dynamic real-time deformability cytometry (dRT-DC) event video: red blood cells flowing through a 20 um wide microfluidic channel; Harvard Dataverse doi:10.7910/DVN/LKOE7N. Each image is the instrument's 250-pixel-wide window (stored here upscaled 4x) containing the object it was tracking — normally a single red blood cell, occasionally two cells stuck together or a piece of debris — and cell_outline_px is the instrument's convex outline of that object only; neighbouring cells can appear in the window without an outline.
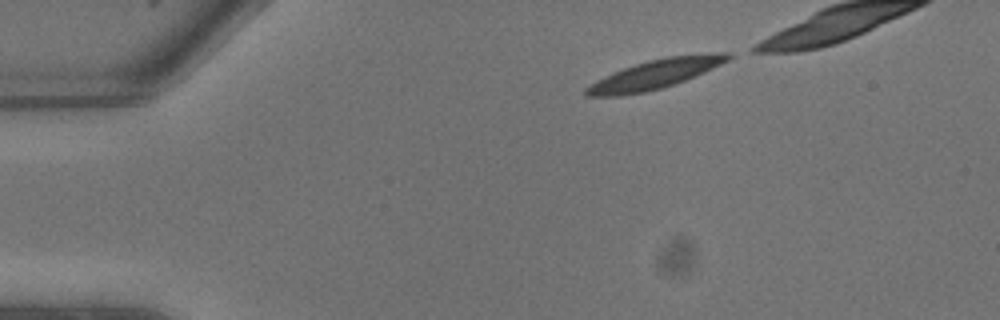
{"species": "common noctule bat (a hibernating species)", "species_latin": "Nyctalus noctula", "temperature_condition": "warm", "stored_images_in_passage": 5, "camera_frame_rate_fps": 3000, "um_per_image_px": 0.085, "animal": {"sex": "male", "body_mass_g": 13.3}, "frame": {"image": 1, "passage_image": 1, "time_ms": 0.0, "image_size_px": [1000, 320], "cell_outline_px": [[732, 56], [728, 60], [704, 72], [684, 80], [660, 88], [644, 92], [620, 96], [584, 96], [584, 88], [588, 84], [604, 76], [624, 68], [648, 60], [668, 56], [712, 52], [732, 52]], "centroid_in_image_um": [55.66, 6.29], "position_along_channel_um": 29.3, "area_um2": 24.04}}